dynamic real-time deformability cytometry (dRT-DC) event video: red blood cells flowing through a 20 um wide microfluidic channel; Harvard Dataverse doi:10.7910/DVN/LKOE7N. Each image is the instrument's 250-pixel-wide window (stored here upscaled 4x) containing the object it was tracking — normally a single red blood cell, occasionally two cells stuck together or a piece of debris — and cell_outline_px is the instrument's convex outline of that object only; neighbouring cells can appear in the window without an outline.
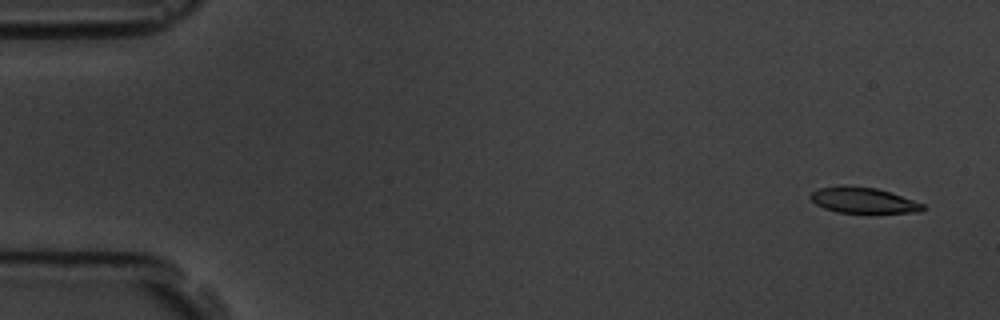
{"species": "common noctule bat (a hibernating species)", "species_latin": "Nyctalus noctula", "temperature_condition": "room temperature", "stored_images_in_passage": 5, "camera_frame_rate_fps": 3000, "um_per_image_px": 0.085, "animal": {"sex": "male", "body_mass_g": 19.5, "forearm_length_mm": 54.6}, "frame": {"image": 1, "passage_image": 1, "time_ms": 0.0, "image_size_px": [1000, 320], "cell_outline_px": [[928, 208], [920, 212], [836, 212], [824, 208], [816, 204], [808, 196], [812, 192], [820, 188], [844, 184], [876, 188], [892, 192], [924, 204]], "centroid_in_image_um": [73.38, 17.0], "position_along_channel_um": 11.6, "area_um2": 16.94}}
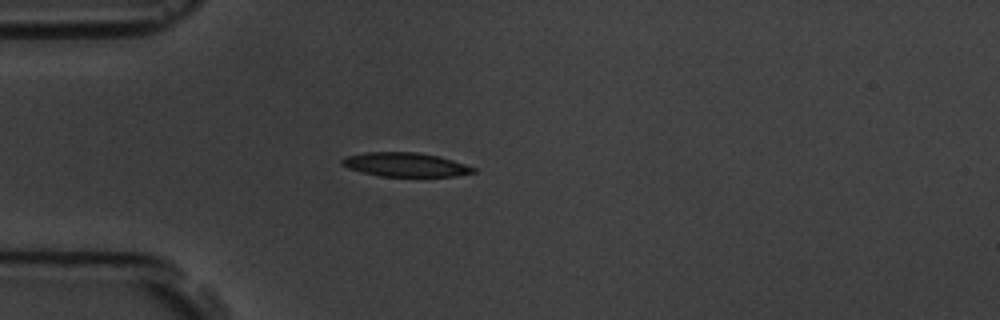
{"frame": {"image": 2, "passage_image": 4, "time_ms": 4.333, "image_size_px": [1000, 320], "cell_outline_px": [[476, 172], [456, 176], [380, 176], [348, 168], [340, 164], [340, 160], [344, 156], [368, 152], [416, 152], [440, 156], [476, 168]], "centroid_in_image_um": [34.44, 13.99], "position_along_channel_um": 50.6, "area_um2": 18.32}}